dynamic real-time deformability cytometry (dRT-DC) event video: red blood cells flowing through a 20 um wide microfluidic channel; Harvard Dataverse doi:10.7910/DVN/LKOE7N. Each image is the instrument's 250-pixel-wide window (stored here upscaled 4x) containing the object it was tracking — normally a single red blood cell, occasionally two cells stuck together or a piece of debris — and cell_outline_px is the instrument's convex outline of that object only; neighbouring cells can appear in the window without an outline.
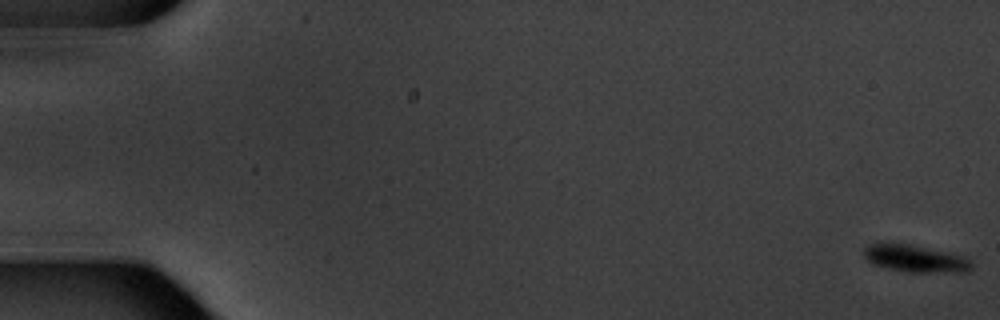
{"species": "common noctule bat (a hibernating species)", "species_latin": "Nyctalus noctula", "temperature_condition": "warm", "stored_images_in_passage": 11, "camera_frame_rate_fps": 3000, "um_per_image_px": 0.085, "animal": {"sex": "male", "body_mass_g": 20.1, "forearm_length_mm": 53.5}, "frame": {"image": 1, "passage_image": 1, "time_ms": 0.0, "image_size_px": [1000, 320], "cell_outline_px": [[972, 268], [964, 272], [912, 272], [888, 268], [876, 264], [868, 260], [864, 256], [864, 248], [868, 244], [880, 240], [888, 240], [908, 244], [964, 256], [972, 264]], "centroid_in_image_um": [77.72, 21.93], "position_along_channel_um": 7.3, "area_um2": 17.17}}
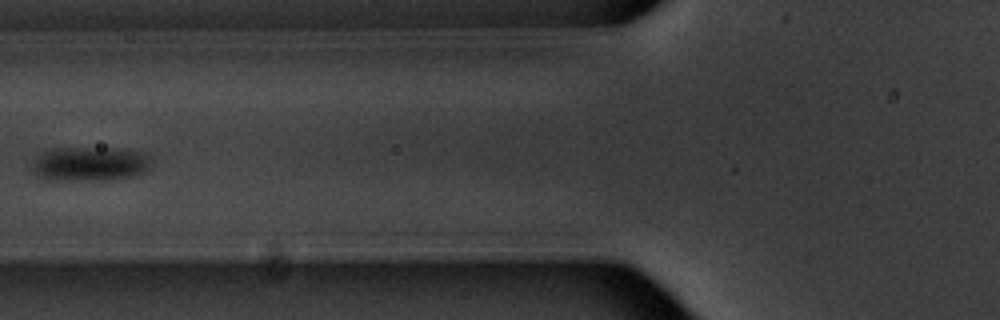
{"frame": {"image": 2, "passage_image": 7, "time_ms": 8.0, "image_size_px": [1000, 320], "cell_outline_px": [[152, 164], [144, 172], [136, 176], [112, 180], [44, 180], [32, 168], [32, 160], [44, 152], [52, 148], [116, 148], [144, 152], [152, 156]], "centroid_in_image_um": [7.71, 13.93], "position_along_channel_um": 118.1, "area_um2": 24.28}}
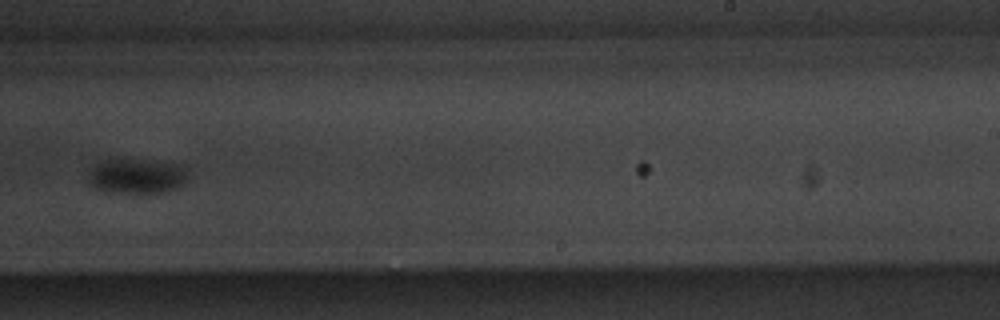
{"frame": {"image": 3, "passage_image": 11, "time_ms": 12.667, "image_size_px": [1000, 320], "cell_outline_px": [[188, 176], [184, 184], [168, 192], [140, 196], [104, 192], [96, 188], [88, 180], [88, 172], [96, 164], [104, 160], [136, 160], [180, 164], [188, 172]], "centroid_in_image_um": [11.64, 15.05], "position_along_channel_um": 277.4, "area_um2": 20.98}}